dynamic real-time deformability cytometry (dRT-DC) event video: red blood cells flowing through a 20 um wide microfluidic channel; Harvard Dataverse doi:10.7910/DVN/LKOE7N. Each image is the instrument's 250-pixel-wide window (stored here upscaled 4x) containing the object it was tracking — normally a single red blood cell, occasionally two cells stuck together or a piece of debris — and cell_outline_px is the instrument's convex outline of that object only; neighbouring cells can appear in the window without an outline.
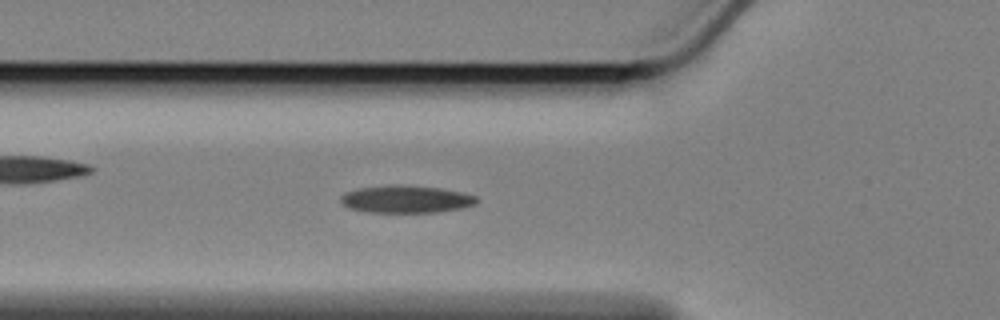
{"species": "Egyptian fruit bat (a non-hibernating species)", "species_latin": "Rousettus aegyptiacus", "temperature_condition": "cold", "stored_images_in_passage": 41, "camera_frame_rate_fps": 3000, "um_per_image_px": 0.085, "animal": {"sex": "female"}, "frame": {"image": 1, "passage_image": 5, "time_ms": 1.333, "image_size_px": [1000, 320], "cell_outline_px": [[480, 200], [476, 204], [464, 208], [440, 212], [368, 212], [348, 208], [340, 200], [340, 196], [344, 192], [356, 188], [388, 184], [404, 184], [440, 188], [464, 192], [476, 196]], "centroid_in_image_um": [34.53, 16.91], "position_along_channel_um": 91.3, "area_um2": 22.31}}
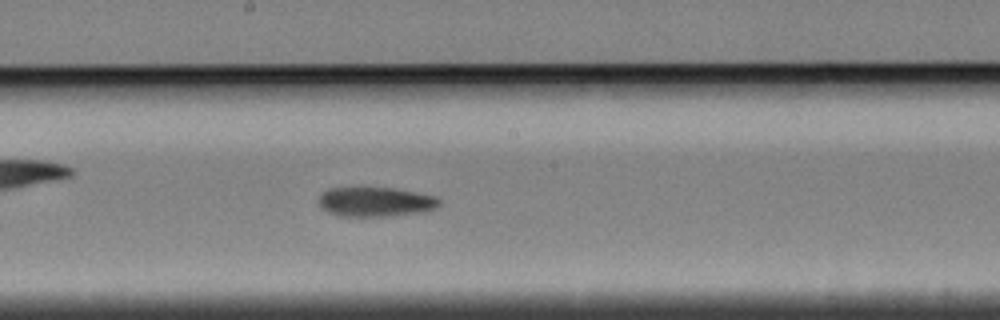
{"frame": {"image": 2, "passage_image": 16, "time_ms": 5.0, "image_size_px": [1000, 320], "cell_outline_px": [[440, 204], [436, 208], [424, 212], [388, 216], [340, 216], [328, 212], [320, 208], [320, 196], [324, 192], [332, 188], [392, 188], [416, 192], [436, 196], [440, 200]], "centroid_in_image_um": [31.96, 17.17], "position_along_channel_um": 216.2, "area_um2": 20.63}}
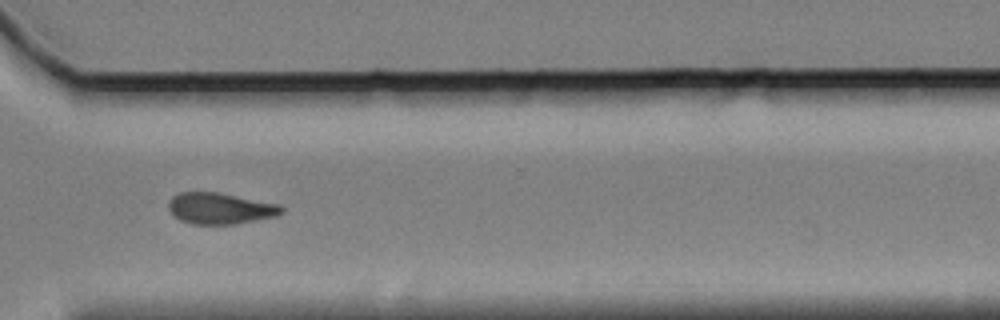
{"frame": {"image": 3, "passage_image": 28, "time_ms": 9.0, "image_size_px": [1000, 320], "cell_outline_px": [[284, 212], [276, 216], [236, 224], [192, 224], [180, 220], [172, 216], [168, 208], [168, 200], [172, 196], [180, 192], [216, 192], [280, 204], [284, 208]], "centroid_in_image_um": [18.69, 17.72], "position_along_channel_um": 351.9, "area_um2": 20.75}}